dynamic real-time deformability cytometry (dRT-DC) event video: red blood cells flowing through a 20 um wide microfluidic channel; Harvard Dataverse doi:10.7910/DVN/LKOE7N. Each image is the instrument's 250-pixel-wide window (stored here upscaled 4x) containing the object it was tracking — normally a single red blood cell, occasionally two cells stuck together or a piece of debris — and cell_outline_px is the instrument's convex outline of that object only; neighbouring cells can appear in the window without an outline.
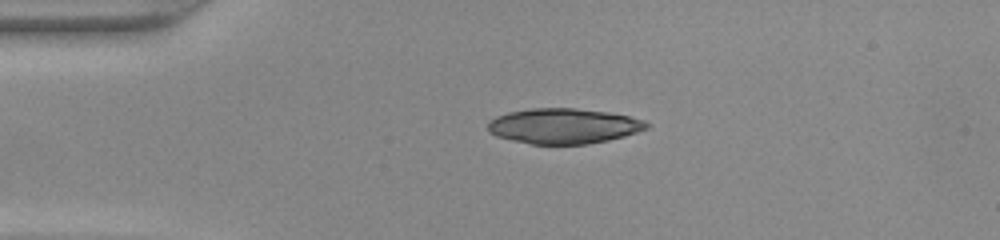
{"species": "common noctule bat (a hibernating species)", "species_latin": "Nyctalus noctula", "temperature_condition": "warm", "stored_images_in_passage": 38, "camera_frame_rate_fps": 3000, "um_per_image_px": 0.085, "animal": {"sex": "female", "body_mass_g": 22.0, "forearm_length_mm": 56.7}, "frame": {"image": 1, "passage_image": 1, "time_ms": 0.0, "image_size_px": [1000, 240], "cell_outline_px": [[648, 128], [624, 136], [608, 140], [588, 144], [532, 144], [512, 140], [496, 136], [488, 132], [488, 120], [496, 116], [508, 112], [532, 108], [576, 108], [608, 112], [628, 116], [644, 120], [648, 124]], "centroid_in_image_um": [47.87, 10.71], "position_along_channel_um": 37.1, "area_um2": 32.66}}